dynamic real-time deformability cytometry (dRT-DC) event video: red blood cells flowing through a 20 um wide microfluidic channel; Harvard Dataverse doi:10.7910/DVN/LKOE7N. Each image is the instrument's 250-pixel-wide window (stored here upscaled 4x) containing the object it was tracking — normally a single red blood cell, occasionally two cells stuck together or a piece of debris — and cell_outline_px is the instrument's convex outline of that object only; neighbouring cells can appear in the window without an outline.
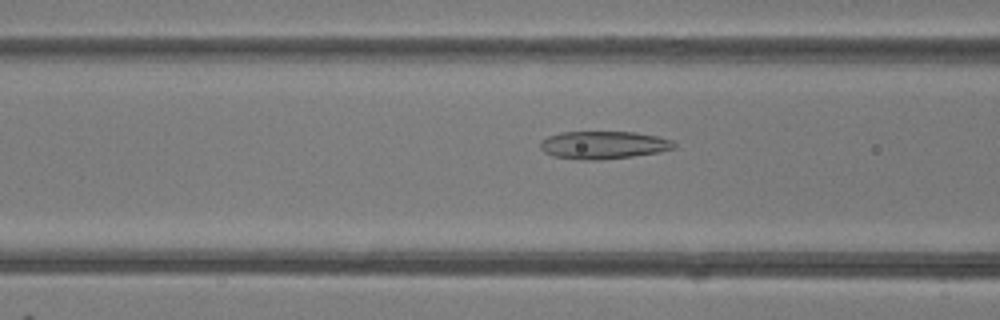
{"species": "common noctule bat (a hibernating species)", "species_latin": "Nyctalus noctula", "temperature_condition": "room temperature", "stored_images_in_passage": 33, "camera_frame_rate_fps": 3000, "um_per_image_px": 0.085, "animal": {"sex": "female"}, "frame": {"image": 1, "passage_image": 11, "time_ms": 3.333, "image_size_px": [1000, 320], "cell_outline_px": [[676, 148], [656, 152], [632, 156], [600, 160], [584, 160], [552, 156], [544, 152], [540, 148], [540, 140], [548, 136], [560, 132], [636, 132], [656, 136], [672, 140], [676, 144]], "centroid_in_image_um": [51.26, 12.32], "position_along_channel_um": 115.3, "area_um2": 21.68}}
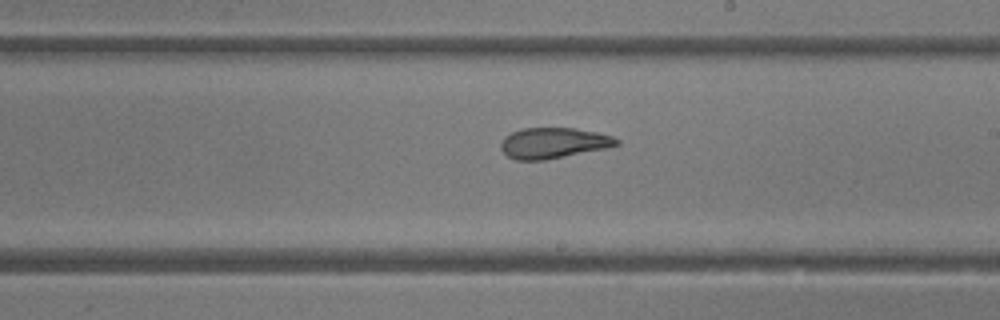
{"frame": {"image": 2, "passage_image": 20, "time_ms": 6.333, "image_size_px": [1000, 320], "cell_outline_px": [[620, 144], [604, 148], [544, 160], [516, 160], [508, 156], [500, 148], [500, 144], [504, 136], [520, 128], [576, 128], [596, 132], [612, 136], [620, 140]], "centroid_in_image_um": [47.01, 12.14], "position_along_channel_um": 242.0, "area_um2": 20.58}}
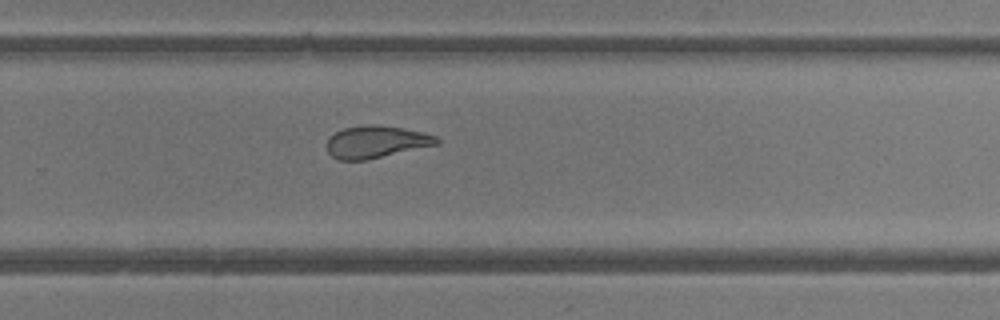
{"frame": {"image": 3, "passage_image": 24, "time_ms": 7.667, "image_size_px": [1000, 320], "cell_outline_px": [[440, 144], [368, 160], [340, 160], [332, 156], [328, 152], [328, 136], [344, 128], [368, 124], [380, 124], [404, 128], [424, 132], [436, 136], [440, 140]], "centroid_in_image_um": [32.01, 12.05], "position_along_channel_um": 297.8, "area_um2": 20.92}, "authors_computed_cell_mechanics": {"area_um2": 21.0392, "velocity_mm_per_s": 4.2239, "shape_relaxation_time_tau1_ms": null, "shape_relaxation_time_tau2_ms": 2.0373, "deformation_change_tau1": null, "deformation_change_tau2": 0.0836}}